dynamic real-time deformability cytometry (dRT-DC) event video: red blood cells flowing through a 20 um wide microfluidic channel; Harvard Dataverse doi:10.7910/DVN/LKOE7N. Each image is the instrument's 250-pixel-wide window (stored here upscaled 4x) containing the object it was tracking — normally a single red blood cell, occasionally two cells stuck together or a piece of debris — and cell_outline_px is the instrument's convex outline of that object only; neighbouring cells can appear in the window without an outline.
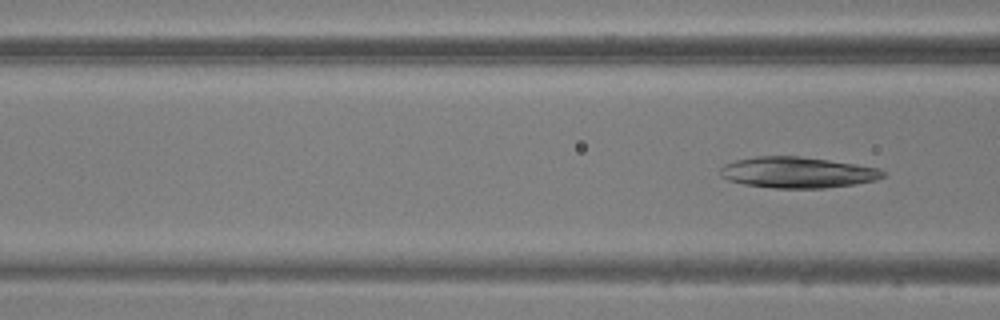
{"species": "common noctule bat (a hibernating species)", "species_latin": "Nyctalus noctula", "temperature_condition": "warm", "stored_images_in_passage": 8, "camera_frame_rate_fps": 3000, "um_per_image_px": 0.085, "animal": {"sex": "male", "body_mass_g": 20.5, "forearm_length_mm": 52.5}, "frame": {"image": 1, "passage_image": 8, "time_ms": 2.333, "image_size_px": [1000, 320], "cell_outline_px": [[888, 176], [876, 180], [856, 184], [824, 188], [776, 188], [744, 184], [728, 180], [720, 176], [720, 168], [724, 164], [736, 160], [756, 156], [800, 156], [856, 164], [880, 168], [888, 172]], "centroid_in_image_um": [67.84, 14.66], "position_along_channel_um": 98.8, "area_um2": 29.65}}